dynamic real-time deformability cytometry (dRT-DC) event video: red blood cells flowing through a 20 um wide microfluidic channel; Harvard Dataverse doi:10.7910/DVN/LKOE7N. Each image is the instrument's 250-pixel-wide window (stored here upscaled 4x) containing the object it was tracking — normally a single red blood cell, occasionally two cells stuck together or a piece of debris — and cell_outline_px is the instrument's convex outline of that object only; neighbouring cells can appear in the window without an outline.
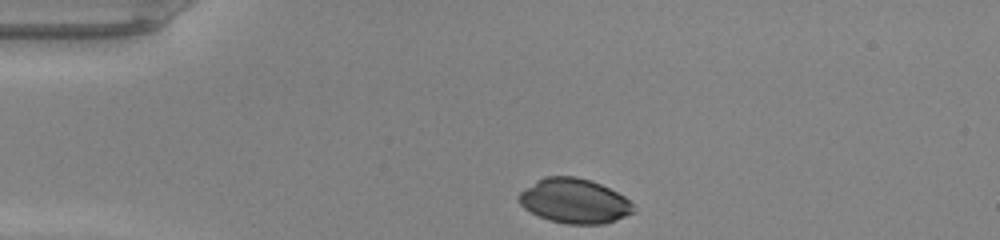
{"species": "common noctule bat (a hibernating species)", "species_latin": "Nyctalus noctula", "temperature_condition": "warm", "stored_images_in_passage": 31, "camera_frame_rate_fps": 3000, "um_per_image_px": 0.085, "animal": {"sex": "male", "body_mass_g": 20.0, "forearm_length_mm": 53.3}, "frame": {"image": 1, "passage_image": 1, "time_ms": 0.0, "image_size_px": [1000, 240], "cell_outline_px": [[636, 212], [616, 220], [604, 224], [568, 224], [548, 220], [524, 208], [520, 204], [516, 196], [520, 192], [536, 180], [544, 176], [576, 176], [592, 180], [624, 196], [632, 204]], "centroid_in_image_um": [48.81, 17.08], "position_along_channel_um": 36.2, "area_um2": 29.94}}
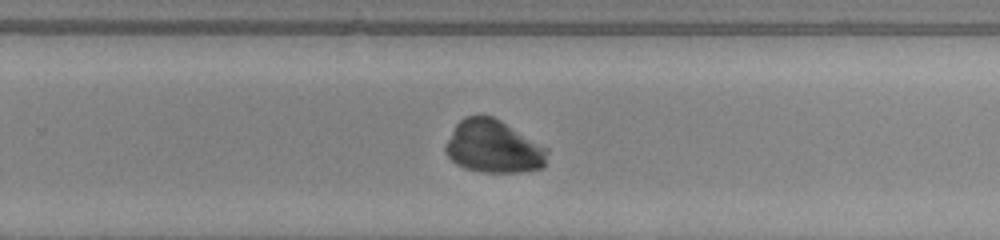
{"frame": {"image": 2, "passage_image": 22, "time_ms": 7.0, "image_size_px": [1000, 240], "cell_outline_px": [[548, 152], [544, 168], [524, 172], [480, 172], [464, 168], [456, 164], [444, 152], [444, 144], [456, 124], [464, 116], [492, 116], [500, 120], [548, 148]], "centroid_in_image_um": [41.93, 12.48], "position_along_channel_um": 287.9, "area_um2": 31.5}}
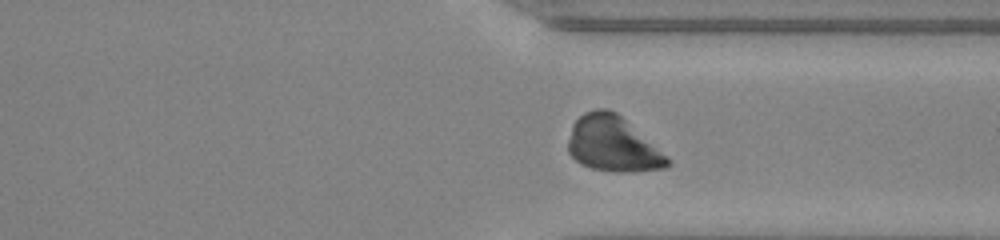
{"frame": {"image": 3, "passage_image": 27, "time_ms": 8.667, "image_size_px": [1000, 240], "cell_outline_px": [[672, 160], [664, 168], [632, 172], [612, 172], [592, 168], [580, 164], [568, 152], [568, 140], [572, 124], [584, 112], [596, 108], [608, 108], [616, 112], [668, 156]], "centroid_in_image_um": [52.07, 12.24], "position_along_channel_um": 359.3, "area_um2": 32.08}}